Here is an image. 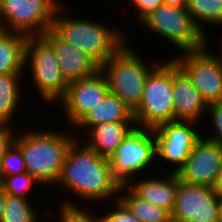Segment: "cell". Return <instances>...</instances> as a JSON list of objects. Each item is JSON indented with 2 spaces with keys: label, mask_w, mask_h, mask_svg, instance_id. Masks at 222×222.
<instances>
[{
  "label": "cell",
  "mask_w": 222,
  "mask_h": 222,
  "mask_svg": "<svg viewBox=\"0 0 222 222\" xmlns=\"http://www.w3.org/2000/svg\"><path fill=\"white\" fill-rule=\"evenodd\" d=\"M167 175L163 176L164 178L161 175L146 178L138 176L127 186L141 199L165 208L171 213L175 204L179 179L175 173L169 172Z\"/></svg>",
  "instance_id": "17"
},
{
  "label": "cell",
  "mask_w": 222,
  "mask_h": 222,
  "mask_svg": "<svg viewBox=\"0 0 222 222\" xmlns=\"http://www.w3.org/2000/svg\"><path fill=\"white\" fill-rule=\"evenodd\" d=\"M66 5L63 3L58 6L51 30L63 41L89 55L100 67L127 41H130L123 30L114 29L107 23L88 17L73 19L64 14L68 10L64 8Z\"/></svg>",
  "instance_id": "3"
},
{
  "label": "cell",
  "mask_w": 222,
  "mask_h": 222,
  "mask_svg": "<svg viewBox=\"0 0 222 222\" xmlns=\"http://www.w3.org/2000/svg\"><path fill=\"white\" fill-rule=\"evenodd\" d=\"M58 0H0V30L42 36L52 28Z\"/></svg>",
  "instance_id": "9"
},
{
  "label": "cell",
  "mask_w": 222,
  "mask_h": 222,
  "mask_svg": "<svg viewBox=\"0 0 222 222\" xmlns=\"http://www.w3.org/2000/svg\"><path fill=\"white\" fill-rule=\"evenodd\" d=\"M172 91L171 57L165 62L161 60L148 74L141 103L133 112L136 126L154 129L174 121Z\"/></svg>",
  "instance_id": "5"
},
{
  "label": "cell",
  "mask_w": 222,
  "mask_h": 222,
  "mask_svg": "<svg viewBox=\"0 0 222 222\" xmlns=\"http://www.w3.org/2000/svg\"><path fill=\"white\" fill-rule=\"evenodd\" d=\"M129 2V5H133L132 9L134 13V19L136 16V22H140L145 16L150 12L156 10L160 5L164 4L163 0H126ZM131 3V4H130Z\"/></svg>",
  "instance_id": "30"
},
{
  "label": "cell",
  "mask_w": 222,
  "mask_h": 222,
  "mask_svg": "<svg viewBox=\"0 0 222 222\" xmlns=\"http://www.w3.org/2000/svg\"><path fill=\"white\" fill-rule=\"evenodd\" d=\"M206 117H209L211 122V127L213 132L209 134L210 136H205V138L216 142L222 147V101L210 103L207 107Z\"/></svg>",
  "instance_id": "28"
},
{
  "label": "cell",
  "mask_w": 222,
  "mask_h": 222,
  "mask_svg": "<svg viewBox=\"0 0 222 222\" xmlns=\"http://www.w3.org/2000/svg\"><path fill=\"white\" fill-rule=\"evenodd\" d=\"M135 126V121L104 123L94 126L84 133L88 139L83 138V140L82 136L80 139L98 155L109 159Z\"/></svg>",
  "instance_id": "18"
},
{
  "label": "cell",
  "mask_w": 222,
  "mask_h": 222,
  "mask_svg": "<svg viewBox=\"0 0 222 222\" xmlns=\"http://www.w3.org/2000/svg\"><path fill=\"white\" fill-rule=\"evenodd\" d=\"M135 121L133 112L116 95L108 93L105 98L95 108L86 115L72 128L76 130L88 131L90 128L109 122Z\"/></svg>",
  "instance_id": "19"
},
{
  "label": "cell",
  "mask_w": 222,
  "mask_h": 222,
  "mask_svg": "<svg viewBox=\"0 0 222 222\" xmlns=\"http://www.w3.org/2000/svg\"><path fill=\"white\" fill-rule=\"evenodd\" d=\"M37 184L40 185L28 172L9 175L0 180V187L7 195L27 199H29V191L33 190L34 186L37 187Z\"/></svg>",
  "instance_id": "25"
},
{
  "label": "cell",
  "mask_w": 222,
  "mask_h": 222,
  "mask_svg": "<svg viewBox=\"0 0 222 222\" xmlns=\"http://www.w3.org/2000/svg\"><path fill=\"white\" fill-rule=\"evenodd\" d=\"M110 203L113 206L110 211L107 209L105 214L102 213V222H141L119 198Z\"/></svg>",
  "instance_id": "29"
},
{
  "label": "cell",
  "mask_w": 222,
  "mask_h": 222,
  "mask_svg": "<svg viewBox=\"0 0 222 222\" xmlns=\"http://www.w3.org/2000/svg\"><path fill=\"white\" fill-rule=\"evenodd\" d=\"M172 93L174 103V121H192L200 123L205 117L207 103L194 87L191 79L172 58Z\"/></svg>",
  "instance_id": "15"
},
{
  "label": "cell",
  "mask_w": 222,
  "mask_h": 222,
  "mask_svg": "<svg viewBox=\"0 0 222 222\" xmlns=\"http://www.w3.org/2000/svg\"><path fill=\"white\" fill-rule=\"evenodd\" d=\"M198 127L199 123L192 121H172L154 128L156 159L158 162L171 164L169 166L173 170L169 169L167 172L176 173L185 163L196 141L202 136Z\"/></svg>",
  "instance_id": "11"
},
{
  "label": "cell",
  "mask_w": 222,
  "mask_h": 222,
  "mask_svg": "<svg viewBox=\"0 0 222 222\" xmlns=\"http://www.w3.org/2000/svg\"><path fill=\"white\" fill-rule=\"evenodd\" d=\"M218 216H219V222H222V199H219V211H218Z\"/></svg>",
  "instance_id": "35"
},
{
  "label": "cell",
  "mask_w": 222,
  "mask_h": 222,
  "mask_svg": "<svg viewBox=\"0 0 222 222\" xmlns=\"http://www.w3.org/2000/svg\"><path fill=\"white\" fill-rule=\"evenodd\" d=\"M5 201H6V193L0 187V221L2 220V217L4 215Z\"/></svg>",
  "instance_id": "34"
},
{
  "label": "cell",
  "mask_w": 222,
  "mask_h": 222,
  "mask_svg": "<svg viewBox=\"0 0 222 222\" xmlns=\"http://www.w3.org/2000/svg\"><path fill=\"white\" fill-rule=\"evenodd\" d=\"M210 40L205 48L184 51L172 57L191 79L207 105L222 101V59L216 52H211Z\"/></svg>",
  "instance_id": "10"
},
{
  "label": "cell",
  "mask_w": 222,
  "mask_h": 222,
  "mask_svg": "<svg viewBox=\"0 0 222 222\" xmlns=\"http://www.w3.org/2000/svg\"><path fill=\"white\" fill-rule=\"evenodd\" d=\"M24 73L0 74V125L15 126L13 118L19 113V104L22 101L20 80ZM15 115V116H14ZM12 120V121H11ZM13 124V125H12Z\"/></svg>",
  "instance_id": "21"
},
{
  "label": "cell",
  "mask_w": 222,
  "mask_h": 222,
  "mask_svg": "<svg viewBox=\"0 0 222 222\" xmlns=\"http://www.w3.org/2000/svg\"><path fill=\"white\" fill-rule=\"evenodd\" d=\"M149 61L145 62L127 41L100 67L109 92L119 97L132 112L141 103L148 74L160 62L152 58Z\"/></svg>",
  "instance_id": "4"
},
{
  "label": "cell",
  "mask_w": 222,
  "mask_h": 222,
  "mask_svg": "<svg viewBox=\"0 0 222 222\" xmlns=\"http://www.w3.org/2000/svg\"><path fill=\"white\" fill-rule=\"evenodd\" d=\"M186 10L208 37H210L207 31L208 26H222V0H188ZM202 24L207 28H204Z\"/></svg>",
  "instance_id": "23"
},
{
  "label": "cell",
  "mask_w": 222,
  "mask_h": 222,
  "mask_svg": "<svg viewBox=\"0 0 222 222\" xmlns=\"http://www.w3.org/2000/svg\"><path fill=\"white\" fill-rule=\"evenodd\" d=\"M70 130L72 134L43 128L25 129L20 135L17 132L14 143L23 153L26 172L41 184L40 187L56 185L68 148L80 136Z\"/></svg>",
  "instance_id": "2"
},
{
  "label": "cell",
  "mask_w": 222,
  "mask_h": 222,
  "mask_svg": "<svg viewBox=\"0 0 222 222\" xmlns=\"http://www.w3.org/2000/svg\"><path fill=\"white\" fill-rule=\"evenodd\" d=\"M165 5H169L177 8H186L188 0H163Z\"/></svg>",
  "instance_id": "32"
},
{
  "label": "cell",
  "mask_w": 222,
  "mask_h": 222,
  "mask_svg": "<svg viewBox=\"0 0 222 222\" xmlns=\"http://www.w3.org/2000/svg\"><path fill=\"white\" fill-rule=\"evenodd\" d=\"M62 200V204L58 208V217L57 222H102L101 214L96 216L94 214V209L89 210L88 208H82L79 203L68 200ZM93 211V212H92Z\"/></svg>",
  "instance_id": "26"
},
{
  "label": "cell",
  "mask_w": 222,
  "mask_h": 222,
  "mask_svg": "<svg viewBox=\"0 0 222 222\" xmlns=\"http://www.w3.org/2000/svg\"><path fill=\"white\" fill-rule=\"evenodd\" d=\"M26 172L25 161L21 149L13 143L5 152L0 162V180L9 175Z\"/></svg>",
  "instance_id": "27"
},
{
  "label": "cell",
  "mask_w": 222,
  "mask_h": 222,
  "mask_svg": "<svg viewBox=\"0 0 222 222\" xmlns=\"http://www.w3.org/2000/svg\"><path fill=\"white\" fill-rule=\"evenodd\" d=\"M24 66V72L30 69L29 76L41 101L47 105L58 103L65 95L69 82L62 75L53 47L43 36L27 37Z\"/></svg>",
  "instance_id": "7"
},
{
  "label": "cell",
  "mask_w": 222,
  "mask_h": 222,
  "mask_svg": "<svg viewBox=\"0 0 222 222\" xmlns=\"http://www.w3.org/2000/svg\"><path fill=\"white\" fill-rule=\"evenodd\" d=\"M221 173L222 147L201 136L175 174L181 182L213 187Z\"/></svg>",
  "instance_id": "14"
},
{
  "label": "cell",
  "mask_w": 222,
  "mask_h": 222,
  "mask_svg": "<svg viewBox=\"0 0 222 222\" xmlns=\"http://www.w3.org/2000/svg\"><path fill=\"white\" fill-rule=\"evenodd\" d=\"M139 24L170 42L173 48L175 45L180 52L199 50L209 44V37L196 25L186 8L162 4Z\"/></svg>",
  "instance_id": "6"
},
{
  "label": "cell",
  "mask_w": 222,
  "mask_h": 222,
  "mask_svg": "<svg viewBox=\"0 0 222 222\" xmlns=\"http://www.w3.org/2000/svg\"><path fill=\"white\" fill-rule=\"evenodd\" d=\"M34 207L30 199L6 194L4 215L0 222H40V213Z\"/></svg>",
  "instance_id": "24"
},
{
  "label": "cell",
  "mask_w": 222,
  "mask_h": 222,
  "mask_svg": "<svg viewBox=\"0 0 222 222\" xmlns=\"http://www.w3.org/2000/svg\"><path fill=\"white\" fill-rule=\"evenodd\" d=\"M14 126L0 125V162L5 152L11 147L15 141L17 130Z\"/></svg>",
  "instance_id": "31"
},
{
  "label": "cell",
  "mask_w": 222,
  "mask_h": 222,
  "mask_svg": "<svg viewBox=\"0 0 222 222\" xmlns=\"http://www.w3.org/2000/svg\"><path fill=\"white\" fill-rule=\"evenodd\" d=\"M118 198L141 222H172L167 209L141 199L127 185L120 186Z\"/></svg>",
  "instance_id": "22"
},
{
  "label": "cell",
  "mask_w": 222,
  "mask_h": 222,
  "mask_svg": "<svg viewBox=\"0 0 222 222\" xmlns=\"http://www.w3.org/2000/svg\"><path fill=\"white\" fill-rule=\"evenodd\" d=\"M108 93V83L101 70L89 77L70 81L65 95L57 103L61 105L60 108L63 106L68 129L73 128L86 113L100 104Z\"/></svg>",
  "instance_id": "13"
},
{
  "label": "cell",
  "mask_w": 222,
  "mask_h": 222,
  "mask_svg": "<svg viewBox=\"0 0 222 222\" xmlns=\"http://www.w3.org/2000/svg\"><path fill=\"white\" fill-rule=\"evenodd\" d=\"M219 197L213 187L179 181L172 222H219Z\"/></svg>",
  "instance_id": "12"
},
{
  "label": "cell",
  "mask_w": 222,
  "mask_h": 222,
  "mask_svg": "<svg viewBox=\"0 0 222 222\" xmlns=\"http://www.w3.org/2000/svg\"><path fill=\"white\" fill-rule=\"evenodd\" d=\"M219 42H220V44H219V47H220V48H219V49H220V51H219V52H220V53H219V56H220L221 59H222V38L220 39Z\"/></svg>",
  "instance_id": "36"
},
{
  "label": "cell",
  "mask_w": 222,
  "mask_h": 222,
  "mask_svg": "<svg viewBox=\"0 0 222 222\" xmlns=\"http://www.w3.org/2000/svg\"><path fill=\"white\" fill-rule=\"evenodd\" d=\"M214 193L219 197V199H222V173L217 178L214 186H213Z\"/></svg>",
  "instance_id": "33"
},
{
  "label": "cell",
  "mask_w": 222,
  "mask_h": 222,
  "mask_svg": "<svg viewBox=\"0 0 222 222\" xmlns=\"http://www.w3.org/2000/svg\"><path fill=\"white\" fill-rule=\"evenodd\" d=\"M42 36L53 47L62 75L68 82L89 77L100 70L89 55L60 39L51 29Z\"/></svg>",
  "instance_id": "16"
},
{
  "label": "cell",
  "mask_w": 222,
  "mask_h": 222,
  "mask_svg": "<svg viewBox=\"0 0 222 222\" xmlns=\"http://www.w3.org/2000/svg\"><path fill=\"white\" fill-rule=\"evenodd\" d=\"M120 186L113 178L108 158L98 155L79 137L71 143L56 188L75 193L76 199L88 202L91 209L92 203L101 205L110 198L117 199Z\"/></svg>",
  "instance_id": "1"
},
{
  "label": "cell",
  "mask_w": 222,
  "mask_h": 222,
  "mask_svg": "<svg viewBox=\"0 0 222 222\" xmlns=\"http://www.w3.org/2000/svg\"><path fill=\"white\" fill-rule=\"evenodd\" d=\"M156 161L154 129L138 126L131 130L109 158L113 178L121 186L144 175L145 170L149 173L148 169L152 170L150 168Z\"/></svg>",
  "instance_id": "8"
},
{
  "label": "cell",
  "mask_w": 222,
  "mask_h": 222,
  "mask_svg": "<svg viewBox=\"0 0 222 222\" xmlns=\"http://www.w3.org/2000/svg\"><path fill=\"white\" fill-rule=\"evenodd\" d=\"M27 36L0 30V74L25 73V43Z\"/></svg>",
  "instance_id": "20"
}]
</instances>
